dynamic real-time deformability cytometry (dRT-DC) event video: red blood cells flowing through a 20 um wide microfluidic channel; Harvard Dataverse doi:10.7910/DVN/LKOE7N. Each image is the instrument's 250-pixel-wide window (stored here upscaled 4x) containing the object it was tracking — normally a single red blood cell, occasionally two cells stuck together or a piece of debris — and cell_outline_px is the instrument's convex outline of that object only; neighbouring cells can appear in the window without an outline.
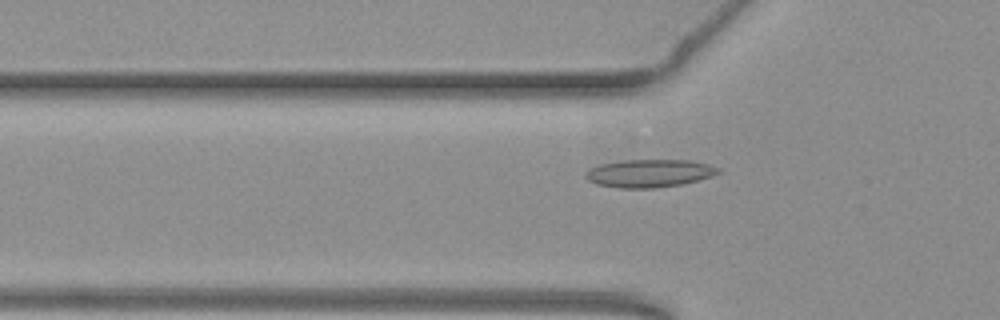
{"species": "common noctule bat (a hibernating species)", "species_latin": "Nyctalus noctula", "temperature_condition": "warm", "stored_images_in_passage": 38, "camera_frame_rate_fps": 3000, "um_per_image_px": 0.085, "animal": {"sex": "female", "body_mass_g": 19.3, "forearm_length_mm": 54.1}, "frame": {"image": 1, "passage_image": 2, "time_ms": 0.333, "image_size_px": [1000, 320], "cell_outline_px": [[720, 172], [712, 176], [680, 184], [652, 188], [616, 188], [596, 184], [588, 180], [584, 176], [584, 172], [600, 164], [624, 160], [688, 160], [708, 164], [720, 168]], "centroid_in_image_um": [55.16, 14.73], "position_along_channel_um": 70.6, "area_um2": 21.44}}
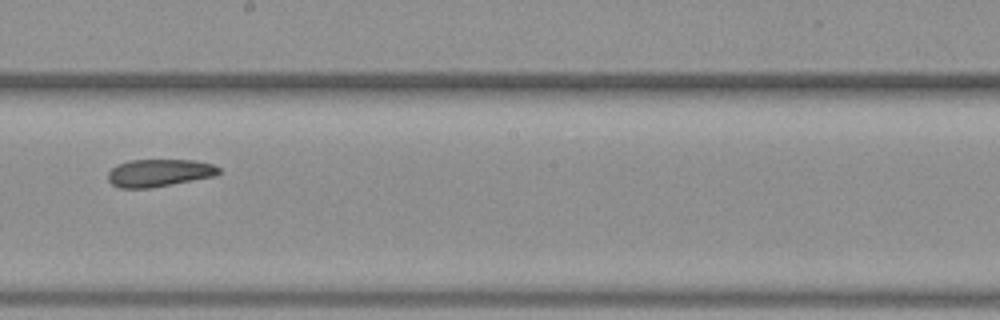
{"frame": {"image": 2, "passage_image": 15, "time_ms": 4.667, "image_size_px": [1000, 320], "cell_outline_px": [[220, 172], [216, 176], [148, 188], [120, 188], [112, 184], [108, 180], [108, 172], [116, 164], [132, 160], [192, 160], [212, 164], [220, 168]], "centroid_in_image_um": [13.51, 14.69], "position_along_channel_um": 234.7, "area_um2": 17.69}}
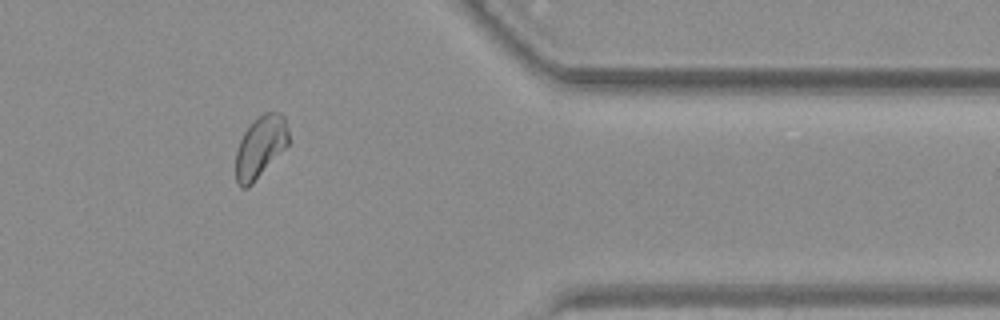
{"frame": {"image": 3, "passage_image": 29, "time_ms": 9.333, "image_size_px": [1000, 320], "cell_outline_px": [[288, 144], [252, 184], [248, 188], [240, 188], [236, 184], [236, 152], [240, 140], [244, 132], [264, 112], [280, 112], [284, 116], [288, 128]], "centroid_in_image_um": [22.12, 12.5], "position_along_channel_um": 389.3, "area_um2": 18.73}, "authors_computed_cell_mechanics": {"area_um2": 19.0162, "velocity_mm_per_s": 3.7717, "shape_relaxation_time_tau1_ms": null, "shape_relaxation_time_tau2_ms": 2.4204, "deformation_change_tau1": null, "deformation_change_tau2": 0.0708}}